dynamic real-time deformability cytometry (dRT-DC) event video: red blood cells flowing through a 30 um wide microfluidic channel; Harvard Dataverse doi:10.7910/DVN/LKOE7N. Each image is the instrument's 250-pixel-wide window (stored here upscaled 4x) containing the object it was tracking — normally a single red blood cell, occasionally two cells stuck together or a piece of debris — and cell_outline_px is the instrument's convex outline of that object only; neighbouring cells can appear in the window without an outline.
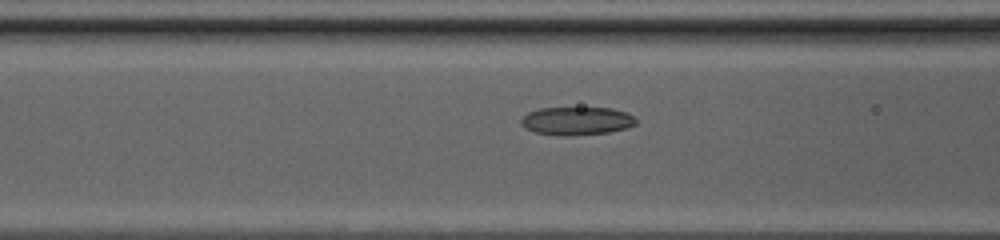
{"species": "common noctule bat (a hibernating species)", "species_latin": "Nyctalus noctula", "temperature_condition": "cold", "stored_images_in_passage": 38, "camera_frame_rate_fps": 3000, "um_per_image_px": 0.085, "animal": {"sex": "female", "body_mass_g": 20.0, "forearm_length_mm": 54.0}, "frame": {"image": 1, "passage_image": 10, "time_ms": 3.0, "image_size_px": [1000, 240], "cell_outline_px": [[636, 124], [628, 128], [608, 132], [568, 136], [560, 136], [536, 132], [524, 128], [520, 124], [520, 120], [528, 112], [540, 108], [612, 108], [628, 112], [636, 116]], "centroid_in_image_um": [49.04, 10.28], "position_along_channel_um": 117.6, "area_um2": 19.07}}
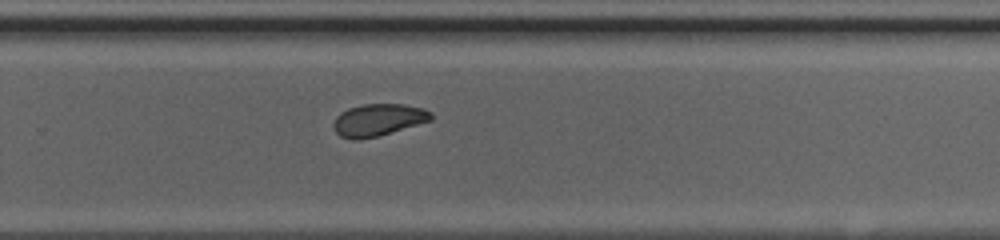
{"frame": {"image": 2, "passage_image": 23, "time_ms": 7.333, "image_size_px": [1000, 240], "cell_outline_px": [[432, 120], [376, 136], [356, 140], [352, 140], [340, 136], [336, 132], [332, 124], [336, 116], [340, 112], [348, 108], [364, 104], [404, 104], [424, 108], [432, 112]], "centroid_in_image_um": [32.13, 10.18], "position_along_channel_um": 297.7, "area_um2": 18.21}}
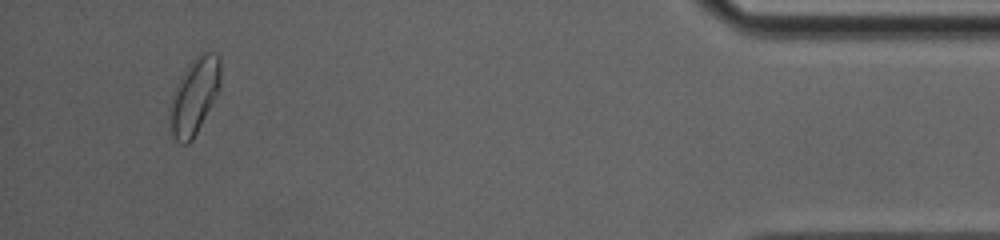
{"frame": {"image": 3, "passage_image": 36, "time_ms": 11.667, "image_size_px": [1000, 240], "cell_outline_px": [[220, 84], [216, 96], [192, 140], [188, 144], [180, 144], [168, 132], [168, 108], [176, 84], [188, 64], [200, 52], [212, 52], [220, 56]], "centroid_in_image_um": [16.47, 8.19], "position_along_channel_um": 418.7, "area_um2": 22.83}, "authors_computed_cell_mechanics": {"area_um2": 18.9873, "velocity_mm_per_s": 4.1635, "shape_relaxation_time_tau1_ms": 2.4158, "shape_relaxation_time_tau2_ms": 2.1607, "deformation_change_tau1": 0.1261, "deformation_change_tau2": 0.0672}}